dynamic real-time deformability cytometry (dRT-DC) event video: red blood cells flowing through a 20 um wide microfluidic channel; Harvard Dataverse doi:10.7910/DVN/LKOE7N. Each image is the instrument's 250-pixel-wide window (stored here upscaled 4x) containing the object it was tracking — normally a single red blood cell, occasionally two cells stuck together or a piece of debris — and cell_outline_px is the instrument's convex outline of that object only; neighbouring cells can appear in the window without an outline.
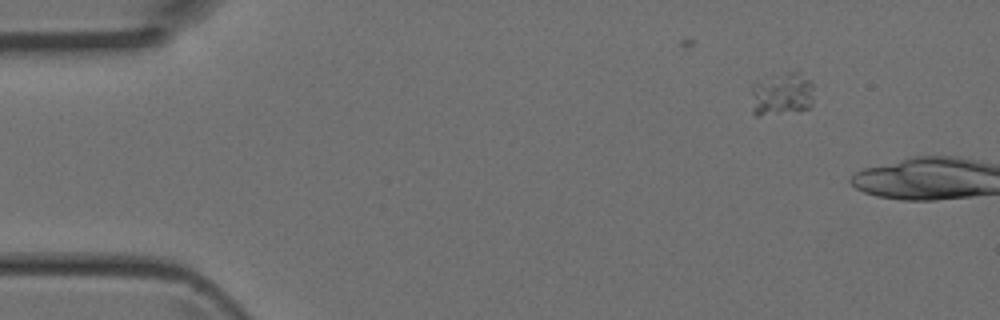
{"species": "Egyptian fruit bat (a non-hibernating species)", "species_latin": "Rousettus aegyptiacus", "temperature_condition": "room temperature", "stored_images_in_passage": 3, "camera_frame_rate_fps": 3000, "um_per_image_px": 0.085, "animal": {"sex": "female"}, "frame": {"image": 1, "passage_image": 1, "time_ms": 0.0, "image_size_px": [1000, 320], "cell_outline_px": [[812, 104], [808, 108], [760, 116], [756, 116], [752, 112], [752, 84], [784, 72], [800, 72], [812, 80]], "centroid_in_image_um": [66.46, 7.98], "position_along_channel_um": 18.5, "area_um2": 15.61}}